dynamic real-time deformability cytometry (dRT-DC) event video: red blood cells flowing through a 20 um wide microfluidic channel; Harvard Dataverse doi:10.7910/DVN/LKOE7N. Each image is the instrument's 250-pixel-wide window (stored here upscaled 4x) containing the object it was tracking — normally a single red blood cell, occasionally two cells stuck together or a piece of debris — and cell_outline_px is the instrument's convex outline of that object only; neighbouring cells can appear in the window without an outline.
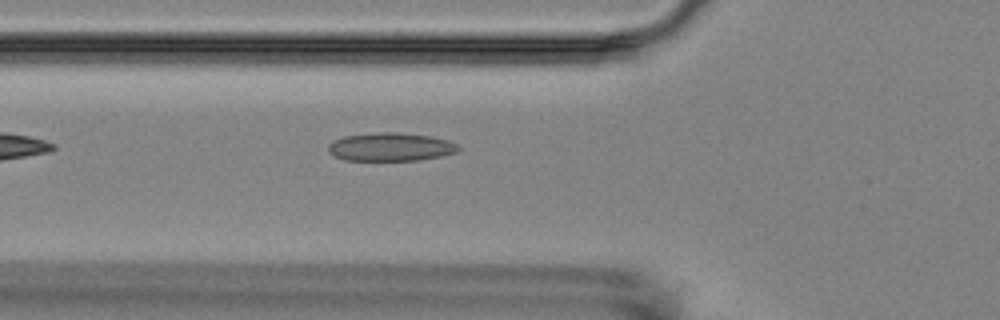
{"species": "Egyptian fruit bat (a non-hibernating species)", "species_latin": "Rousettus aegyptiacus", "temperature_condition": "room temperature", "stored_images_in_passage": 3, "camera_frame_rate_fps": 3000, "um_per_image_px": 0.085, "animal": {"sex": "female"}, "frame": {"image": 1, "passage_image": 3, "time_ms": 2.333, "image_size_px": [1000, 320], "cell_outline_px": [[460, 148], [456, 152], [440, 156], [420, 160], [344, 160], [328, 152], [328, 144], [332, 140], [344, 136], [380, 132], [396, 132], [432, 136], [448, 140], [456, 144]], "centroid_in_image_um": [33.18, 12.48], "position_along_channel_um": 92.6, "area_um2": 21.44}}